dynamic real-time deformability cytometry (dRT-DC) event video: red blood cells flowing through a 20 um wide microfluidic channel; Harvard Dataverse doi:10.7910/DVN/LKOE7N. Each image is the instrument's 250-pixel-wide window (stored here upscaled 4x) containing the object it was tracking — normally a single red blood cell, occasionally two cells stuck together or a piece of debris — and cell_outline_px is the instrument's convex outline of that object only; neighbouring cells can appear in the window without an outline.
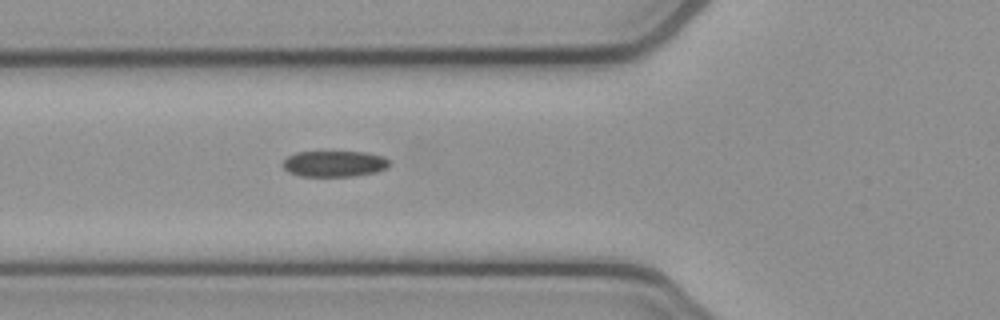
{"species": "common noctule bat (a hibernating species)", "species_latin": "Nyctalus noctula", "temperature_condition": "cold", "stored_images_in_passage": 4, "camera_frame_rate_fps": 3000, "um_per_image_px": 0.085, "animal": {"sex": "female", "body_mass_g": 21.9}, "frame": {"image": 1, "passage_image": 4, "time_ms": 1.0, "image_size_px": [1000, 320], "cell_outline_px": [[388, 168], [376, 172], [352, 176], [300, 176], [288, 172], [280, 164], [288, 156], [296, 152], [368, 152], [384, 156], [388, 160]], "centroid_in_image_um": [28.4, 13.91], "position_along_channel_um": 97.4, "area_um2": 16.24}}